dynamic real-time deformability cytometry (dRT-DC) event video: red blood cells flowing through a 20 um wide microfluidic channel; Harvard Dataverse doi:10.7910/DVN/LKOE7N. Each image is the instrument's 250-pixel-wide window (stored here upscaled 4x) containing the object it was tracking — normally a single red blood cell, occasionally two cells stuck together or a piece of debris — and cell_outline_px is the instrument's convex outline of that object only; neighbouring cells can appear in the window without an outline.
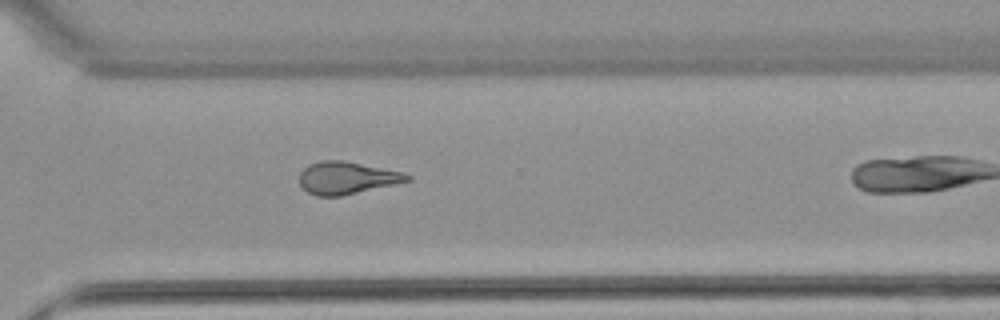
{"species": "common noctule bat (a hibernating species)", "species_latin": "Nyctalus noctula", "temperature_condition": "warm", "stored_images_in_passage": 32, "camera_frame_rate_fps": 3000, "um_per_image_px": 0.085, "animal": {"sex": "female", "body_mass_g": 22.7, "forearm_length_mm": 54.2}, "frame": {"image": 1, "passage_image": 28, "time_ms": 9.0, "image_size_px": [1000, 320], "cell_outline_px": [[412, 180], [340, 196], [316, 196], [308, 192], [300, 184], [300, 172], [308, 164], [320, 160], [344, 160], [400, 172], [412, 176]], "centroid_in_image_um": [29.44, 15.11], "position_along_channel_um": 341.2, "area_um2": 20.11}}